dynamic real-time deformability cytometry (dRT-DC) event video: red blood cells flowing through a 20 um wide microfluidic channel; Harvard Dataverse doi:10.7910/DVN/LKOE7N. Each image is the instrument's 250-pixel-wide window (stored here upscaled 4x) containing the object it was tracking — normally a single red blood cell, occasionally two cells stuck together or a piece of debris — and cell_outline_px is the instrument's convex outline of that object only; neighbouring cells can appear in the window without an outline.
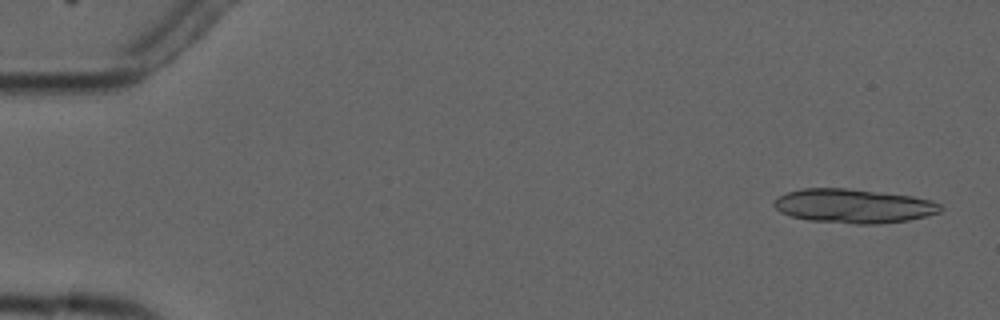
{"species": "common noctule bat (a hibernating species)", "species_latin": "Nyctalus noctula", "temperature_condition": "cold", "stored_images_in_passage": 5, "camera_frame_rate_fps": 3000, "um_per_image_px": 0.085, "animal": {"sex": "male", "forearm_length_mm": 52.5}, "frame": {"image": 1, "passage_image": 1, "time_ms": 0.0, "image_size_px": [1000, 320], "cell_outline_px": [[944, 208], [940, 212], [908, 220], [880, 224], [856, 224], [808, 220], [792, 216], [780, 212], [772, 204], [784, 192], [804, 188], [848, 188], [912, 196], [932, 200], [940, 204]], "centroid_in_image_um": [72.56, 17.5], "position_along_channel_um": 12.4, "area_um2": 33.12}}